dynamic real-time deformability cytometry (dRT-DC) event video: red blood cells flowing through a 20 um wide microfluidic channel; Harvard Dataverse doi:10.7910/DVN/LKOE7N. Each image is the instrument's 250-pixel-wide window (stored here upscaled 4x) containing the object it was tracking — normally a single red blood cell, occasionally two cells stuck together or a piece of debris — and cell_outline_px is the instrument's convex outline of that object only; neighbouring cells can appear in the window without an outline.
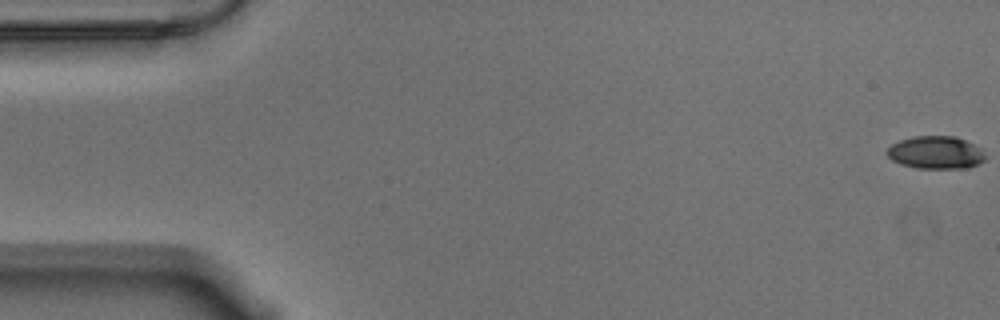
{"species": "Egyptian fruit bat (a non-hibernating species)", "species_latin": "Rousettus aegyptiacus", "temperature_condition": "warm", "stored_images_in_passage": 57, "camera_frame_rate_fps": 3000, "um_per_image_px": 0.085, "animal": {"sex": "male"}, "frame": {"image": 1, "passage_image": 1, "time_ms": 0.0, "image_size_px": [1000, 320], "cell_outline_px": [[984, 160], [968, 168], [916, 168], [900, 164], [892, 160], [884, 152], [892, 144], [900, 140], [912, 136], [956, 136], [980, 148], [984, 156]], "centroid_in_image_um": [79.48, 12.96], "position_along_channel_um": 5.5, "area_um2": 18.67}}
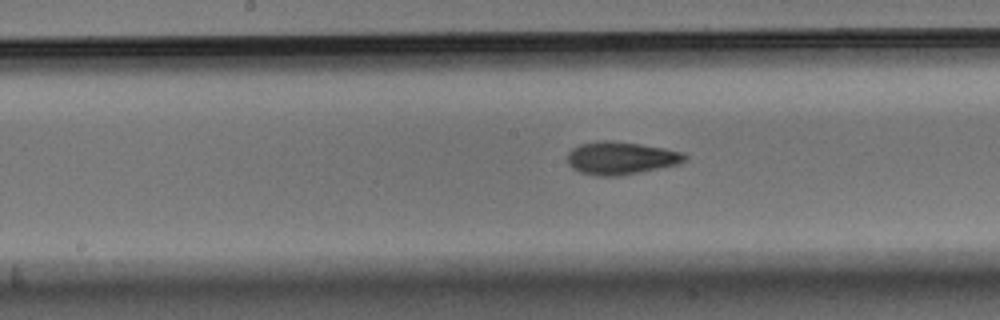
{"frame": {"image": 2, "passage_image": 29, "time_ms": 9.333, "image_size_px": [1000, 320], "cell_outline_px": [[688, 156], [680, 164], [616, 176], [596, 176], [580, 172], [572, 168], [568, 164], [568, 152], [572, 148], [580, 144], [600, 140], [612, 140], [640, 144], [664, 148], [680, 152]], "centroid_in_image_um": [52.73, 13.43], "position_along_channel_um": 195.5, "area_um2": 22.31}}
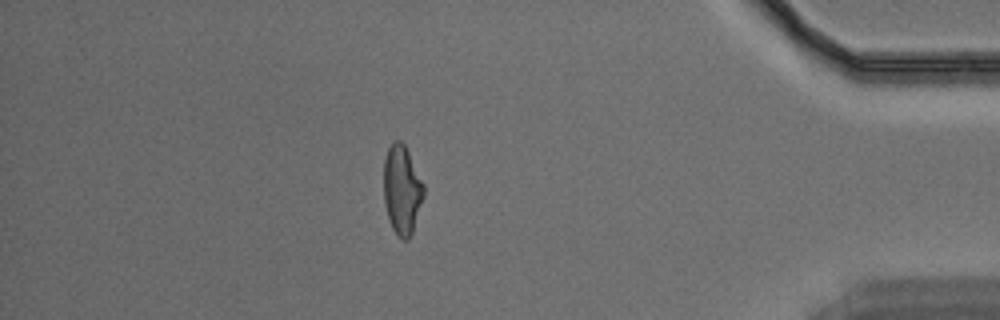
{"frame": {"image": 3, "passage_image": 50, "time_ms": 16.333, "image_size_px": [1000, 320], "cell_outline_px": [[424, 196], [412, 232], [408, 240], [404, 240], [392, 228], [388, 220], [384, 204], [384, 160], [388, 148], [396, 140], [400, 140], [404, 144], [424, 184]], "centroid_in_image_um": [34.16, 16.14], "position_along_channel_um": 401.0, "area_um2": 20.58}, "authors_computed_cell_mechanics": {"area_um2": 20.808, "velocity_mm_per_s": 3.5471, "shape_relaxation_time_tau1_ms": 7.2082, "shape_relaxation_time_tau2_ms": 3.5159, "deformation_change_tau1": 0.2066, "deformation_change_tau2": 0.1126}}